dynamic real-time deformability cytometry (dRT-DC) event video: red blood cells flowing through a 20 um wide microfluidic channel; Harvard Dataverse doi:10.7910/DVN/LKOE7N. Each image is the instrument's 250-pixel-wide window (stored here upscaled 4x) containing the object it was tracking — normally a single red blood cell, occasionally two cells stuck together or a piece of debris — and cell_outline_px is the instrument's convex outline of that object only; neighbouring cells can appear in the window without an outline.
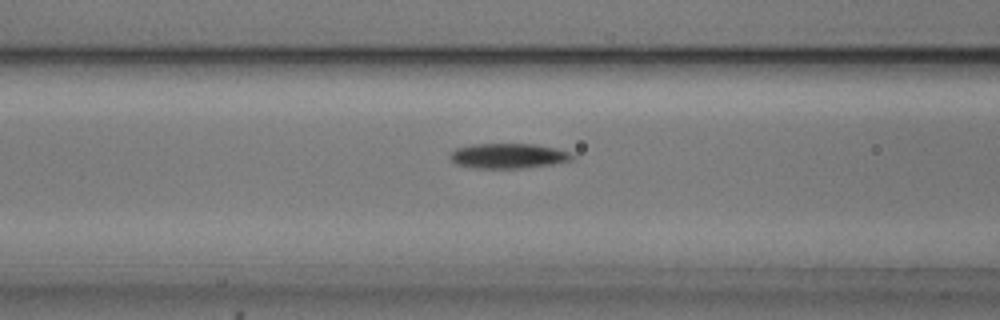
{"species": "common noctule bat (a hibernating species)", "species_latin": "Nyctalus noctula", "temperature_condition": "cold", "stored_images_in_passage": 55, "camera_frame_rate_fps": 3000, "um_per_image_px": 0.085, "animal": {"sex": "male", "body_mass_g": 20.5, "forearm_length_mm": 52.5}, "frame": {"image": 1, "passage_image": 22, "time_ms": 7.0, "image_size_px": [1000, 320], "cell_outline_px": [[576, 156], [572, 160], [552, 164], [524, 168], [472, 168], [456, 164], [448, 156], [456, 148], [472, 144], [536, 144], [556, 148], [568, 152]], "centroid_in_image_um": [43.2, 13.25], "position_along_channel_um": 123.4, "area_um2": 17.86}}
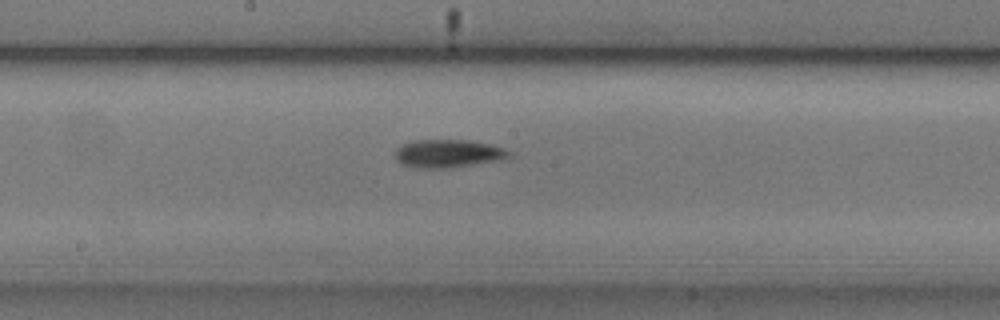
{"frame": {"image": 2, "passage_image": 29, "time_ms": 9.333, "image_size_px": [1000, 320], "cell_outline_px": [[516, 152], [512, 156], [500, 160], [448, 168], [416, 168], [400, 164], [396, 160], [396, 148], [400, 144], [412, 140], [468, 140], [488, 144], [504, 148]], "centroid_in_image_um": [38.09, 13.05], "position_along_channel_um": 210.1, "area_um2": 18.9}}
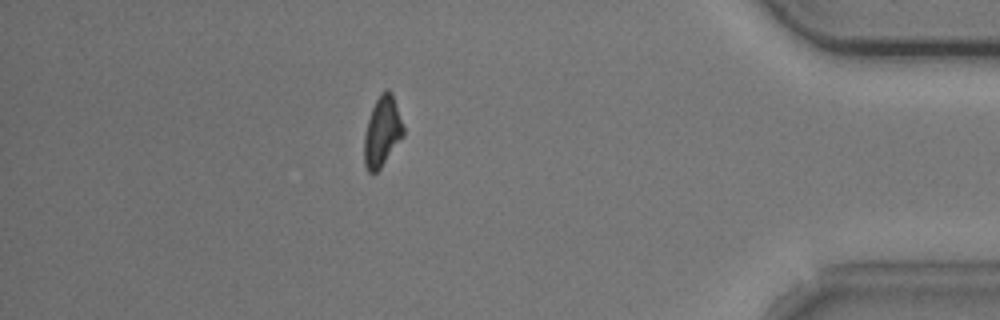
{"frame": {"image": 3, "passage_image": 48, "time_ms": 15.667, "image_size_px": [1000, 320], "cell_outline_px": [[404, 136], [380, 168], [376, 172], [368, 172], [364, 164], [364, 132], [372, 108], [380, 92], [388, 88], [392, 92], [404, 128]], "centroid_in_image_um": [32.48, 11.17], "position_along_channel_um": 402.7, "area_um2": 16.01}}